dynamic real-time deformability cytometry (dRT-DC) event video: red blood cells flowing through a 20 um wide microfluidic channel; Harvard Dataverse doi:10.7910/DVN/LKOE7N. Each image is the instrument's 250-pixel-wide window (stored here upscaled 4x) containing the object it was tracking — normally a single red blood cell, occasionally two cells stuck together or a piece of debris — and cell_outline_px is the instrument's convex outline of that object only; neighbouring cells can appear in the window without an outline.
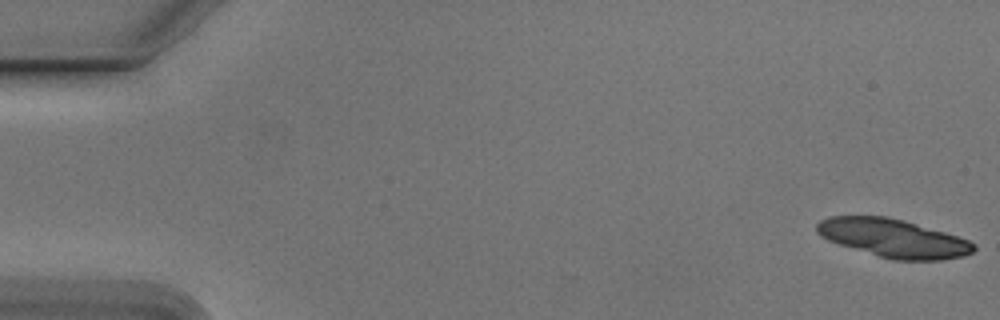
{"species": "Egyptian fruit bat (a non-hibernating species)", "species_latin": "Rousettus aegyptiacus", "temperature_condition": "cold", "stored_images_in_passage": 41, "camera_frame_rate_fps": 3000, "um_per_image_px": 0.085, "animal": {"sex": "male"}, "frame": {"image": 1, "passage_image": 1, "time_ms": 0.0, "image_size_px": [1000, 320], "cell_outline_px": [[976, 248], [972, 252], [964, 256], [940, 260], [892, 260], [840, 244], [828, 240], [820, 236], [816, 232], [816, 224], [820, 220], [828, 216], [888, 216], [904, 220], [944, 232], [968, 240], [976, 244]], "centroid_in_image_um": [75.91, 20.24], "position_along_channel_um": 9.1, "area_um2": 34.91}}
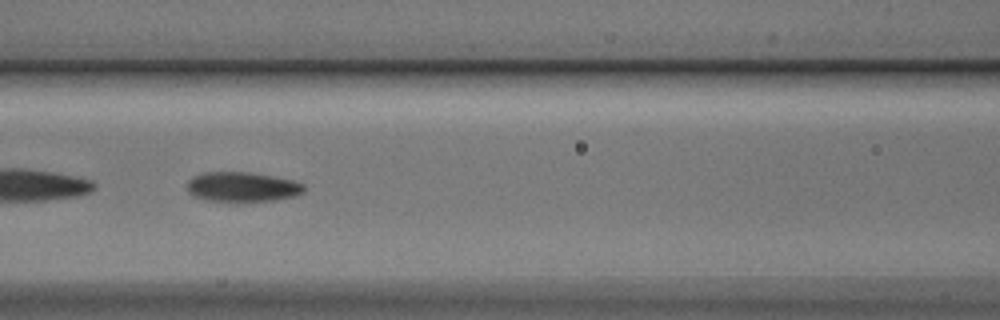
{"frame": {"image": 2, "passage_image": 24, "time_ms": 7.667, "image_size_px": [1000, 320], "cell_outline_px": [[304, 192], [296, 196], [272, 200], [236, 204], [204, 200], [192, 196], [188, 192], [188, 180], [192, 176], [204, 172], [248, 172], [272, 176], [292, 180], [304, 184]], "centroid_in_image_um": [20.55, 15.93], "position_along_channel_um": 146.1, "area_um2": 20.98}}
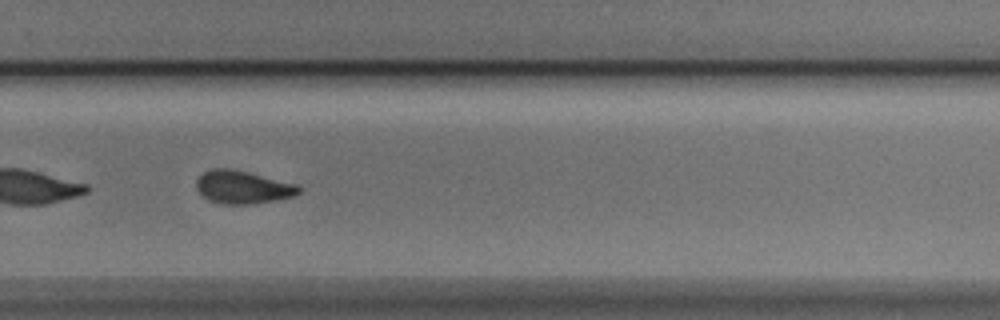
{"frame": {"image": 3, "passage_image": 37, "time_ms": 12.0, "image_size_px": [1000, 320], "cell_outline_px": [[304, 188], [296, 196], [276, 200], [252, 204], [220, 204], [208, 200], [196, 188], [196, 180], [204, 172], [212, 168], [232, 168], [296, 184]], "centroid_in_image_um": [20.65, 15.91], "position_along_channel_um": 309.1, "area_um2": 19.83}}